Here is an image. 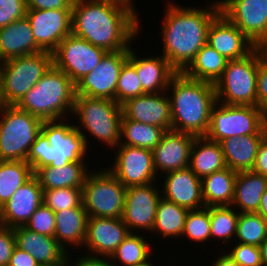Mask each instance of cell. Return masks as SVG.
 Returning <instances> with one entry per match:
<instances>
[{
  "mask_svg": "<svg viewBox=\"0 0 267 266\" xmlns=\"http://www.w3.org/2000/svg\"><path fill=\"white\" fill-rule=\"evenodd\" d=\"M181 236L189 237L192 241L203 242L211 238L209 207L188 212Z\"/></svg>",
  "mask_w": 267,
  "mask_h": 266,
  "instance_id": "60d3db41",
  "label": "cell"
},
{
  "mask_svg": "<svg viewBox=\"0 0 267 266\" xmlns=\"http://www.w3.org/2000/svg\"><path fill=\"white\" fill-rule=\"evenodd\" d=\"M153 183L128 187L121 219L130 233L140 229L152 231L156 209L162 195Z\"/></svg>",
  "mask_w": 267,
  "mask_h": 266,
  "instance_id": "e0dca14e",
  "label": "cell"
},
{
  "mask_svg": "<svg viewBox=\"0 0 267 266\" xmlns=\"http://www.w3.org/2000/svg\"><path fill=\"white\" fill-rule=\"evenodd\" d=\"M232 206H210L209 219L211 238H221L223 242H230L232 236L236 235L239 212Z\"/></svg>",
  "mask_w": 267,
  "mask_h": 266,
  "instance_id": "74e56055",
  "label": "cell"
},
{
  "mask_svg": "<svg viewBox=\"0 0 267 266\" xmlns=\"http://www.w3.org/2000/svg\"><path fill=\"white\" fill-rule=\"evenodd\" d=\"M258 47L242 59L228 60L214 84L217 102L257 106Z\"/></svg>",
  "mask_w": 267,
  "mask_h": 266,
  "instance_id": "9c48e42d",
  "label": "cell"
},
{
  "mask_svg": "<svg viewBox=\"0 0 267 266\" xmlns=\"http://www.w3.org/2000/svg\"><path fill=\"white\" fill-rule=\"evenodd\" d=\"M127 188L107 169L87 174L82 204L88 217L121 218Z\"/></svg>",
  "mask_w": 267,
  "mask_h": 266,
  "instance_id": "8fae6325",
  "label": "cell"
},
{
  "mask_svg": "<svg viewBox=\"0 0 267 266\" xmlns=\"http://www.w3.org/2000/svg\"><path fill=\"white\" fill-rule=\"evenodd\" d=\"M26 0H0V28L26 17Z\"/></svg>",
  "mask_w": 267,
  "mask_h": 266,
  "instance_id": "f6af8a7d",
  "label": "cell"
},
{
  "mask_svg": "<svg viewBox=\"0 0 267 266\" xmlns=\"http://www.w3.org/2000/svg\"><path fill=\"white\" fill-rule=\"evenodd\" d=\"M265 135L229 137L220 142L226 166L233 171H251L259 144Z\"/></svg>",
  "mask_w": 267,
  "mask_h": 266,
  "instance_id": "4316f807",
  "label": "cell"
},
{
  "mask_svg": "<svg viewBox=\"0 0 267 266\" xmlns=\"http://www.w3.org/2000/svg\"><path fill=\"white\" fill-rule=\"evenodd\" d=\"M207 43L227 60L242 59L257 47L221 12L209 26Z\"/></svg>",
  "mask_w": 267,
  "mask_h": 266,
  "instance_id": "7402d4cb",
  "label": "cell"
},
{
  "mask_svg": "<svg viewBox=\"0 0 267 266\" xmlns=\"http://www.w3.org/2000/svg\"><path fill=\"white\" fill-rule=\"evenodd\" d=\"M196 136L173 129L166 130L152 150L154 168L167 174L189 167L190 151Z\"/></svg>",
  "mask_w": 267,
  "mask_h": 266,
  "instance_id": "44dd1931",
  "label": "cell"
},
{
  "mask_svg": "<svg viewBox=\"0 0 267 266\" xmlns=\"http://www.w3.org/2000/svg\"><path fill=\"white\" fill-rule=\"evenodd\" d=\"M188 212L189 210L161 197L151 232H158L164 238L181 237Z\"/></svg>",
  "mask_w": 267,
  "mask_h": 266,
  "instance_id": "e575fe53",
  "label": "cell"
},
{
  "mask_svg": "<svg viewBox=\"0 0 267 266\" xmlns=\"http://www.w3.org/2000/svg\"><path fill=\"white\" fill-rule=\"evenodd\" d=\"M262 266H267V238L259 246Z\"/></svg>",
  "mask_w": 267,
  "mask_h": 266,
  "instance_id": "11a10c76",
  "label": "cell"
},
{
  "mask_svg": "<svg viewBox=\"0 0 267 266\" xmlns=\"http://www.w3.org/2000/svg\"><path fill=\"white\" fill-rule=\"evenodd\" d=\"M0 115V160L26 161L43 121L16 105H4Z\"/></svg>",
  "mask_w": 267,
  "mask_h": 266,
  "instance_id": "ba28073f",
  "label": "cell"
},
{
  "mask_svg": "<svg viewBox=\"0 0 267 266\" xmlns=\"http://www.w3.org/2000/svg\"><path fill=\"white\" fill-rule=\"evenodd\" d=\"M55 225V212L42 204L36 209L25 227L39 234L54 237Z\"/></svg>",
  "mask_w": 267,
  "mask_h": 266,
  "instance_id": "7bdbcfd3",
  "label": "cell"
},
{
  "mask_svg": "<svg viewBox=\"0 0 267 266\" xmlns=\"http://www.w3.org/2000/svg\"><path fill=\"white\" fill-rule=\"evenodd\" d=\"M43 204L53 212L83 207L82 188H57L43 190Z\"/></svg>",
  "mask_w": 267,
  "mask_h": 266,
  "instance_id": "ab89813d",
  "label": "cell"
},
{
  "mask_svg": "<svg viewBox=\"0 0 267 266\" xmlns=\"http://www.w3.org/2000/svg\"><path fill=\"white\" fill-rule=\"evenodd\" d=\"M266 134L267 113L262 108L217 102L212 108L205 137L220 143L229 137Z\"/></svg>",
  "mask_w": 267,
  "mask_h": 266,
  "instance_id": "52a82bcc",
  "label": "cell"
},
{
  "mask_svg": "<svg viewBox=\"0 0 267 266\" xmlns=\"http://www.w3.org/2000/svg\"><path fill=\"white\" fill-rule=\"evenodd\" d=\"M136 15L114 0H74L71 33L107 52L129 50L140 30Z\"/></svg>",
  "mask_w": 267,
  "mask_h": 266,
  "instance_id": "6da1fadb",
  "label": "cell"
},
{
  "mask_svg": "<svg viewBox=\"0 0 267 266\" xmlns=\"http://www.w3.org/2000/svg\"><path fill=\"white\" fill-rule=\"evenodd\" d=\"M146 94L142 90L135 67L127 60L121 68L116 85V102L120 105L128 99Z\"/></svg>",
  "mask_w": 267,
  "mask_h": 266,
  "instance_id": "b9f144b4",
  "label": "cell"
},
{
  "mask_svg": "<svg viewBox=\"0 0 267 266\" xmlns=\"http://www.w3.org/2000/svg\"><path fill=\"white\" fill-rule=\"evenodd\" d=\"M40 51L43 50L35 43L32 27L27 17L0 28V63Z\"/></svg>",
  "mask_w": 267,
  "mask_h": 266,
  "instance_id": "484cf974",
  "label": "cell"
},
{
  "mask_svg": "<svg viewBox=\"0 0 267 266\" xmlns=\"http://www.w3.org/2000/svg\"><path fill=\"white\" fill-rule=\"evenodd\" d=\"M15 246L16 238L13 228L0 225V266H8Z\"/></svg>",
  "mask_w": 267,
  "mask_h": 266,
  "instance_id": "7dc6e473",
  "label": "cell"
},
{
  "mask_svg": "<svg viewBox=\"0 0 267 266\" xmlns=\"http://www.w3.org/2000/svg\"><path fill=\"white\" fill-rule=\"evenodd\" d=\"M35 43L43 50L53 52L59 43L71 34L72 10H27Z\"/></svg>",
  "mask_w": 267,
  "mask_h": 266,
  "instance_id": "2e32d148",
  "label": "cell"
},
{
  "mask_svg": "<svg viewBox=\"0 0 267 266\" xmlns=\"http://www.w3.org/2000/svg\"><path fill=\"white\" fill-rule=\"evenodd\" d=\"M129 50L107 52L97 67L75 83L76 96L116 101V85Z\"/></svg>",
  "mask_w": 267,
  "mask_h": 266,
  "instance_id": "5bb4252c",
  "label": "cell"
},
{
  "mask_svg": "<svg viewBox=\"0 0 267 266\" xmlns=\"http://www.w3.org/2000/svg\"><path fill=\"white\" fill-rule=\"evenodd\" d=\"M167 5L160 32L162 56L177 73H182L207 43L209 26L221 8L216 1L209 5V9L181 7L171 2Z\"/></svg>",
  "mask_w": 267,
  "mask_h": 266,
  "instance_id": "7a4b0ae2",
  "label": "cell"
},
{
  "mask_svg": "<svg viewBox=\"0 0 267 266\" xmlns=\"http://www.w3.org/2000/svg\"><path fill=\"white\" fill-rule=\"evenodd\" d=\"M42 204L43 189L33 175L0 207V225L11 228L25 226Z\"/></svg>",
  "mask_w": 267,
  "mask_h": 266,
  "instance_id": "d6986e66",
  "label": "cell"
},
{
  "mask_svg": "<svg viewBox=\"0 0 267 266\" xmlns=\"http://www.w3.org/2000/svg\"><path fill=\"white\" fill-rule=\"evenodd\" d=\"M165 92L143 94L122 104L123 115L130 120L172 129L171 103Z\"/></svg>",
  "mask_w": 267,
  "mask_h": 266,
  "instance_id": "ffe728a7",
  "label": "cell"
},
{
  "mask_svg": "<svg viewBox=\"0 0 267 266\" xmlns=\"http://www.w3.org/2000/svg\"><path fill=\"white\" fill-rule=\"evenodd\" d=\"M235 236L239 243L259 247L267 238V220L258 213H240Z\"/></svg>",
  "mask_w": 267,
  "mask_h": 266,
  "instance_id": "f35d334b",
  "label": "cell"
},
{
  "mask_svg": "<svg viewBox=\"0 0 267 266\" xmlns=\"http://www.w3.org/2000/svg\"><path fill=\"white\" fill-rule=\"evenodd\" d=\"M212 266H238L236 262L228 256V254L224 253V255H221L218 257L217 260H215L212 263Z\"/></svg>",
  "mask_w": 267,
  "mask_h": 266,
  "instance_id": "f5cc1de1",
  "label": "cell"
},
{
  "mask_svg": "<svg viewBox=\"0 0 267 266\" xmlns=\"http://www.w3.org/2000/svg\"><path fill=\"white\" fill-rule=\"evenodd\" d=\"M85 165L84 162H70L61 168L47 165L39 168L34 175L43 190L67 187L82 188L89 173Z\"/></svg>",
  "mask_w": 267,
  "mask_h": 266,
  "instance_id": "f546056e",
  "label": "cell"
},
{
  "mask_svg": "<svg viewBox=\"0 0 267 266\" xmlns=\"http://www.w3.org/2000/svg\"><path fill=\"white\" fill-rule=\"evenodd\" d=\"M257 106L267 113V49L258 47Z\"/></svg>",
  "mask_w": 267,
  "mask_h": 266,
  "instance_id": "bcb514c9",
  "label": "cell"
},
{
  "mask_svg": "<svg viewBox=\"0 0 267 266\" xmlns=\"http://www.w3.org/2000/svg\"><path fill=\"white\" fill-rule=\"evenodd\" d=\"M75 97V83L52 65L16 106L42 121H65L66 113H72Z\"/></svg>",
  "mask_w": 267,
  "mask_h": 266,
  "instance_id": "5b68a950",
  "label": "cell"
},
{
  "mask_svg": "<svg viewBox=\"0 0 267 266\" xmlns=\"http://www.w3.org/2000/svg\"><path fill=\"white\" fill-rule=\"evenodd\" d=\"M257 213L261 215L265 220H267V189L262 195L259 210Z\"/></svg>",
  "mask_w": 267,
  "mask_h": 266,
  "instance_id": "db71d44e",
  "label": "cell"
},
{
  "mask_svg": "<svg viewBox=\"0 0 267 266\" xmlns=\"http://www.w3.org/2000/svg\"><path fill=\"white\" fill-rule=\"evenodd\" d=\"M8 266H39V264L31 254L15 246Z\"/></svg>",
  "mask_w": 267,
  "mask_h": 266,
  "instance_id": "f907efd6",
  "label": "cell"
},
{
  "mask_svg": "<svg viewBox=\"0 0 267 266\" xmlns=\"http://www.w3.org/2000/svg\"><path fill=\"white\" fill-rule=\"evenodd\" d=\"M131 48L128 61L135 67L142 90L146 94L167 92L169 81L177 73L169 62L162 55L141 59Z\"/></svg>",
  "mask_w": 267,
  "mask_h": 266,
  "instance_id": "d4e9b609",
  "label": "cell"
},
{
  "mask_svg": "<svg viewBox=\"0 0 267 266\" xmlns=\"http://www.w3.org/2000/svg\"><path fill=\"white\" fill-rule=\"evenodd\" d=\"M52 53L40 51L0 63L4 105H16L50 69Z\"/></svg>",
  "mask_w": 267,
  "mask_h": 266,
  "instance_id": "30bf717a",
  "label": "cell"
},
{
  "mask_svg": "<svg viewBox=\"0 0 267 266\" xmlns=\"http://www.w3.org/2000/svg\"><path fill=\"white\" fill-rule=\"evenodd\" d=\"M60 121L42 122L41 131L26 158L34 173L47 165L61 168L70 162H84V156L88 155L84 136L75 125Z\"/></svg>",
  "mask_w": 267,
  "mask_h": 266,
  "instance_id": "277c9868",
  "label": "cell"
},
{
  "mask_svg": "<svg viewBox=\"0 0 267 266\" xmlns=\"http://www.w3.org/2000/svg\"><path fill=\"white\" fill-rule=\"evenodd\" d=\"M164 132L162 127L133 121L123 115L120 136L123 140L119 145L153 150L159 144Z\"/></svg>",
  "mask_w": 267,
  "mask_h": 266,
  "instance_id": "836d02e7",
  "label": "cell"
},
{
  "mask_svg": "<svg viewBox=\"0 0 267 266\" xmlns=\"http://www.w3.org/2000/svg\"><path fill=\"white\" fill-rule=\"evenodd\" d=\"M267 189V177L252 171L238 172L235 180L234 199L239 213H257L263 193Z\"/></svg>",
  "mask_w": 267,
  "mask_h": 266,
  "instance_id": "4dcf8cb0",
  "label": "cell"
},
{
  "mask_svg": "<svg viewBox=\"0 0 267 266\" xmlns=\"http://www.w3.org/2000/svg\"><path fill=\"white\" fill-rule=\"evenodd\" d=\"M165 176L162 198L189 211L205 207L201 178L197 177L189 167L169 172Z\"/></svg>",
  "mask_w": 267,
  "mask_h": 266,
  "instance_id": "cb8c5ba5",
  "label": "cell"
},
{
  "mask_svg": "<svg viewBox=\"0 0 267 266\" xmlns=\"http://www.w3.org/2000/svg\"><path fill=\"white\" fill-rule=\"evenodd\" d=\"M233 248L227 254L238 266H262L259 247L237 243Z\"/></svg>",
  "mask_w": 267,
  "mask_h": 266,
  "instance_id": "ee69618b",
  "label": "cell"
},
{
  "mask_svg": "<svg viewBox=\"0 0 267 266\" xmlns=\"http://www.w3.org/2000/svg\"><path fill=\"white\" fill-rule=\"evenodd\" d=\"M224 14L255 46L267 45V0H220Z\"/></svg>",
  "mask_w": 267,
  "mask_h": 266,
  "instance_id": "4fadbf2b",
  "label": "cell"
},
{
  "mask_svg": "<svg viewBox=\"0 0 267 266\" xmlns=\"http://www.w3.org/2000/svg\"><path fill=\"white\" fill-rule=\"evenodd\" d=\"M227 62L228 60L223 55L206 43L182 73L190 79L215 84L222 76Z\"/></svg>",
  "mask_w": 267,
  "mask_h": 266,
  "instance_id": "d6a6232c",
  "label": "cell"
},
{
  "mask_svg": "<svg viewBox=\"0 0 267 266\" xmlns=\"http://www.w3.org/2000/svg\"><path fill=\"white\" fill-rule=\"evenodd\" d=\"M118 147V148H117ZM114 164L108 170L126 188L155 182L156 171L152 150L118 145Z\"/></svg>",
  "mask_w": 267,
  "mask_h": 266,
  "instance_id": "9a60e30c",
  "label": "cell"
},
{
  "mask_svg": "<svg viewBox=\"0 0 267 266\" xmlns=\"http://www.w3.org/2000/svg\"><path fill=\"white\" fill-rule=\"evenodd\" d=\"M171 103L172 129L196 137L205 136L210 122L211 111L217 103L213 83L194 80L183 73H176L167 91Z\"/></svg>",
  "mask_w": 267,
  "mask_h": 266,
  "instance_id": "3957f363",
  "label": "cell"
},
{
  "mask_svg": "<svg viewBox=\"0 0 267 266\" xmlns=\"http://www.w3.org/2000/svg\"><path fill=\"white\" fill-rule=\"evenodd\" d=\"M4 106L3 95H2V84H1V72H0V108Z\"/></svg>",
  "mask_w": 267,
  "mask_h": 266,
  "instance_id": "6f0895ef",
  "label": "cell"
},
{
  "mask_svg": "<svg viewBox=\"0 0 267 266\" xmlns=\"http://www.w3.org/2000/svg\"><path fill=\"white\" fill-rule=\"evenodd\" d=\"M87 213L84 207L55 212L54 237L66 250L67 244L81 247L86 239ZM63 241V242H62ZM65 243H67L65 245ZM66 246V247H65Z\"/></svg>",
  "mask_w": 267,
  "mask_h": 266,
  "instance_id": "f1b7e54d",
  "label": "cell"
},
{
  "mask_svg": "<svg viewBox=\"0 0 267 266\" xmlns=\"http://www.w3.org/2000/svg\"><path fill=\"white\" fill-rule=\"evenodd\" d=\"M114 1H117V2H120V3H123L125 5H128L129 7H131L132 9H134V4L131 3V2H134L133 0H114Z\"/></svg>",
  "mask_w": 267,
  "mask_h": 266,
  "instance_id": "9f6ffc18",
  "label": "cell"
},
{
  "mask_svg": "<svg viewBox=\"0 0 267 266\" xmlns=\"http://www.w3.org/2000/svg\"><path fill=\"white\" fill-rule=\"evenodd\" d=\"M226 162L219 142L196 137L190 151L189 168L199 178L225 169Z\"/></svg>",
  "mask_w": 267,
  "mask_h": 266,
  "instance_id": "83f0119b",
  "label": "cell"
},
{
  "mask_svg": "<svg viewBox=\"0 0 267 266\" xmlns=\"http://www.w3.org/2000/svg\"><path fill=\"white\" fill-rule=\"evenodd\" d=\"M33 175L26 161L0 160V207Z\"/></svg>",
  "mask_w": 267,
  "mask_h": 266,
  "instance_id": "d590c367",
  "label": "cell"
},
{
  "mask_svg": "<svg viewBox=\"0 0 267 266\" xmlns=\"http://www.w3.org/2000/svg\"><path fill=\"white\" fill-rule=\"evenodd\" d=\"M140 266H154L152 261L148 265H140Z\"/></svg>",
  "mask_w": 267,
  "mask_h": 266,
  "instance_id": "680465c9",
  "label": "cell"
},
{
  "mask_svg": "<svg viewBox=\"0 0 267 266\" xmlns=\"http://www.w3.org/2000/svg\"><path fill=\"white\" fill-rule=\"evenodd\" d=\"M237 172L226 167L201 179L205 207L231 206Z\"/></svg>",
  "mask_w": 267,
  "mask_h": 266,
  "instance_id": "1f68e13d",
  "label": "cell"
},
{
  "mask_svg": "<svg viewBox=\"0 0 267 266\" xmlns=\"http://www.w3.org/2000/svg\"><path fill=\"white\" fill-rule=\"evenodd\" d=\"M150 246L146 238L133 232L122 241L110 259L112 262L118 259L117 262L120 261V264L124 266L148 265L151 262Z\"/></svg>",
  "mask_w": 267,
  "mask_h": 266,
  "instance_id": "8d00e7d4",
  "label": "cell"
},
{
  "mask_svg": "<svg viewBox=\"0 0 267 266\" xmlns=\"http://www.w3.org/2000/svg\"><path fill=\"white\" fill-rule=\"evenodd\" d=\"M252 172L267 177V134L259 144Z\"/></svg>",
  "mask_w": 267,
  "mask_h": 266,
  "instance_id": "681fc988",
  "label": "cell"
},
{
  "mask_svg": "<svg viewBox=\"0 0 267 266\" xmlns=\"http://www.w3.org/2000/svg\"><path fill=\"white\" fill-rule=\"evenodd\" d=\"M106 53V50L71 33L52 52V63L76 83L94 70Z\"/></svg>",
  "mask_w": 267,
  "mask_h": 266,
  "instance_id": "7c38bea8",
  "label": "cell"
},
{
  "mask_svg": "<svg viewBox=\"0 0 267 266\" xmlns=\"http://www.w3.org/2000/svg\"><path fill=\"white\" fill-rule=\"evenodd\" d=\"M16 246L37 261L40 266H68V250L55 239L27 229L25 226L13 228Z\"/></svg>",
  "mask_w": 267,
  "mask_h": 266,
  "instance_id": "603a6c76",
  "label": "cell"
},
{
  "mask_svg": "<svg viewBox=\"0 0 267 266\" xmlns=\"http://www.w3.org/2000/svg\"><path fill=\"white\" fill-rule=\"evenodd\" d=\"M27 10H72L74 0H26Z\"/></svg>",
  "mask_w": 267,
  "mask_h": 266,
  "instance_id": "c3c4849f",
  "label": "cell"
},
{
  "mask_svg": "<svg viewBox=\"0 0 267 266\" xmlns=\"http://www.w3.org/2000/svg\"><path fill=\"white\" fill-rule=\"evenodd\" d=\"M71 114L79 117L78 123L81 127L80 125L74 127L84 136L86 145H88L87 136L83 129L81 130L82 127L110 148L120 144L123 111L122 105L115 100L76 96Z\"/></svg>",
  "mask_w": 267,
  "mask_h": 266,
  "instance_id": "8992f818",
  "label": "cell"
},
{
  "mask_svg": "<svg viewBox=\"0 0 267 266\" xmlns=\"http://www.w3.org/2000/svg\"><path fill=\"white\" fill-rule=\"evenodd\" d=\"M129 234L121 218L88 217L84 246L92 252L88 255L108 260Z\"/></svg>",
  "mask_w": 267,
  "mask_h": 266,
  "instance_id": "ac0fdd59",
  "label": "cell"
},
{
  "mask_svg": "<svg viewBox=\"0 0 267 266\" xmlns=\"http://www.w3.org/2000/svg\"><path fill=\"white\" fill-rule=\"evenodd\" d=\"M116 266L115 265V262H111L110 261H107L104 257L103 258H100L99 257H94V256H90V255H84V256H81L80 258H78V260H76V262L74 261V263L72 264H69V261H68V266Z\"/></svg>",
  "mask_w": 267,
  "mask_h": 266,
  "instance_id": "816d5d0a",
  "label": "cell"
}]
</instances>
